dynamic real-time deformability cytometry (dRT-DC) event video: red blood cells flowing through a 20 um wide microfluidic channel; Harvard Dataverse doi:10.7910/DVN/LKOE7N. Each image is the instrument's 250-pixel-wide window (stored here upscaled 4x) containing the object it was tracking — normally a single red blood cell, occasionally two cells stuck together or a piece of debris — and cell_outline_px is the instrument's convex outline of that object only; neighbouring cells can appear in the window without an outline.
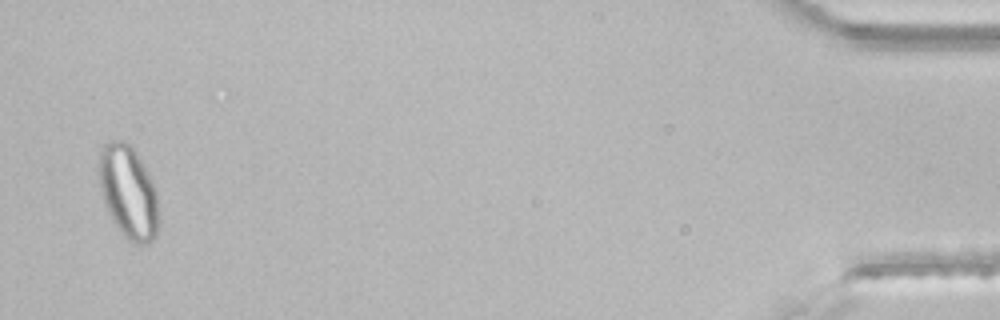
{"species": "common noctule bat (a hibernating species)", "species_latin": "Nyctalus noctula", "temperature_condition": "room temperature", "stored_images_in_passage": 42, "segment_of_instrument_passage": [2, 2], "camera_frame_rate_fps": 3000, "um_per_image_px": 0.085, "animal": {"sex": "male", "body_mass_g": 21.5, "forearm_length_mm": 52.0}, "frame": {"image": 1, "passage_image": 41, "time_ms": 13.333, "image_size_px": [1000, 320], "cell_outline_px": [[160, 224], [156, 236], [148, 244], [136, 244], [128, 240], [120, 232], [112, 220], [104, 204], [96, 172], [96, 164], [100, 148], [108, 140], [124, 140], [132, 144], [144, 164], [156, 188], [160, 216]], "centroid_in_image_um": [10.9, 16.29], "position_along_channel_um": 424.3, "area_um2": 33.81}}